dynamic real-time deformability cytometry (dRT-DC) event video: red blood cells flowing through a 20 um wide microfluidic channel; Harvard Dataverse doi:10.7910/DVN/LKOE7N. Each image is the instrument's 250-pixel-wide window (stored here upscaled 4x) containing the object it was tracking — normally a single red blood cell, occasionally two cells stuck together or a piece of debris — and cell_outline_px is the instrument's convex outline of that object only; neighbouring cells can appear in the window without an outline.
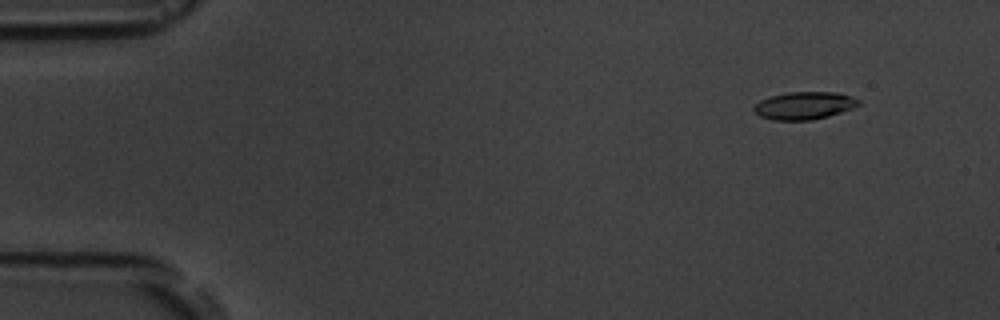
{"species": "common noctule bat (a hibernating species)", "species_latin": "Nyctalus noctula", "temperature_condition": "room temperature", "stored_images_in_passage": 15, "camera_frame_rate_fps": 3000, "um_per_image_px": 0.085, "animal": {"sex": "male", "body_mass_g": 19.5, "forearm_length_mm": 54.6}, "frame": {"image": 1, "passage_image": 2, "time_ms": 1.333, "image_size_px": [1000, 320], "cell_outline_px": [[860, 104], [852, 108], [828, 116], [812, 120], [772, 120], [760, 116], [752, 108], [760, 100], [772, 96], [788, 92], [836, 92], [852, 96], [860, 100]], "centroid_in_image_um": [68.37, 8.97], "position_along_channel_um": 16.6, "area_um2": 16.76}}
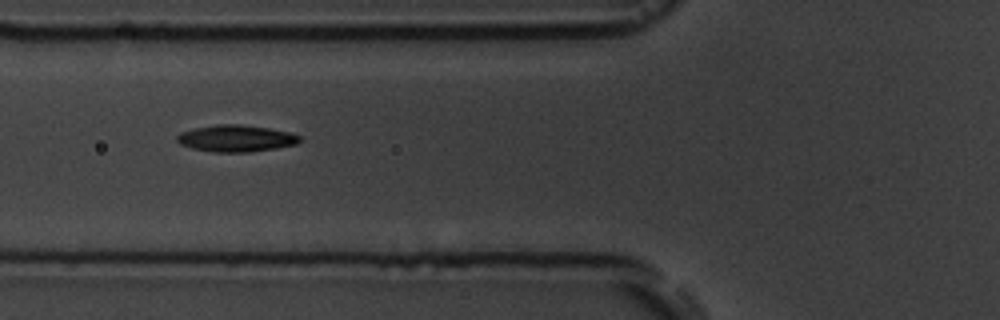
{"frame": {"image": 2, "passage_image": 6, "time_ms": 6.667, "image_size_px": [1000, 320], "cell_outline_px": [[300, 140], [296, 144], [276, 148], [248, 152], [212, 152], [192, 148], [180, 144], [176, 140], [176, 136], [180, 132], [196, 128], [216, 124], [240, 124], [268, 128], [292, 132], [300, 136]], "centroid_in_image_um": [20.05, 11.76], "position_along_channel_um": 105.7, "area_um2": 19.13}}
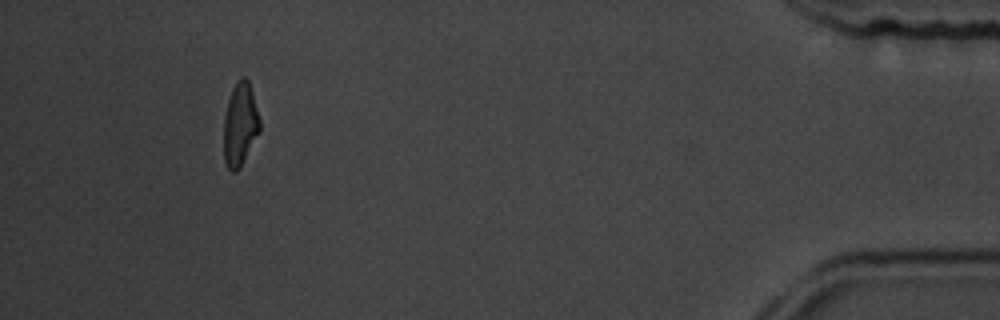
{"frame": {"image": 3, "passage_image": 14, "time_ms": 17.0, "image_size_px": [1000, 320], "cell_outline_px": [[260, 132], [240, 168], [236, 172], [232, 172], [228, 168], [224, 160], [224, 116], [228, 100], [232, 88], [236, 80], [240, 76], [244, 76], [248, 80], [252, 92], [260, 120]], "centroid_in_image_um": [20.41, 10.57], "position_along_channel_um": 414.8, "area_um2": 17.63}, "authors_computed_cell_mechanics": {"area_um2": 17.629, "velocity_mm_per_s": 3.6379, "shape_relaxation_time_tau1_ms": 9.2181, "shape_relaxation_time_tau2_ms": 3.6347, "deformation_change_tau1": 0.1802, "deformation_change_tau2": 0.0936}}